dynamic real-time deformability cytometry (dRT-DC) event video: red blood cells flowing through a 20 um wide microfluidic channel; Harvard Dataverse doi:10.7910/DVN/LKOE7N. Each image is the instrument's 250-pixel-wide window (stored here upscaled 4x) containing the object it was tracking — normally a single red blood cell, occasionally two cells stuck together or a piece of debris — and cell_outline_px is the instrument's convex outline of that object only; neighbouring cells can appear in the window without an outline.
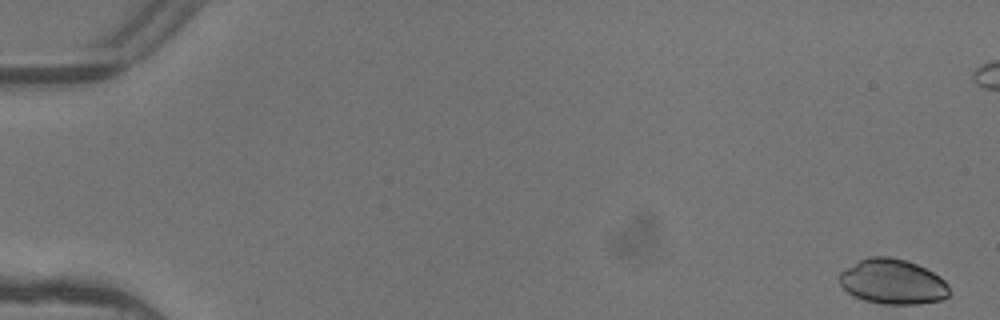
{"species": "common noctule bat (a hibernating species)", "species_latin": "Nyctalus noctula", "temperature_condition": "warm", "stored_images_in_passage": 6, "camera_frame_rate_fps": 3000, "um_per_image_px": 0.085, "animal": {"sex": "female"}, "frame": {"image": 1, "passage_image": 1, "time_ms": 0.0, "image_size_px": [1000, 320], "cell_outline_px": [[948, 296], [944, 300], [920, 304], [884, 304], [864, 300], [848, 292], [840, 284], [840, 272], [860, 260], [868, 256], [888, 256], [904, 260], [916, 264], [940, 276], [944, 280], [948, 288]], "centroid_in_image_um": [75.89, 23.95], "position_along_channel_um": 9.1, "area_um2": 28.61}}
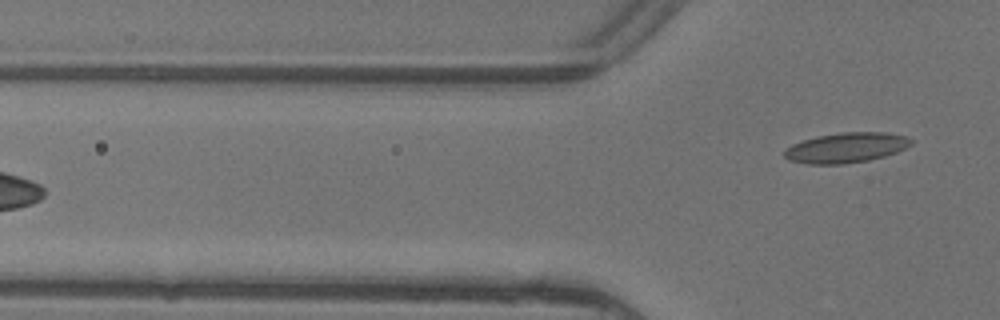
{"frame": {"image": 2, "passage_image": 6, "time_ms": 1.667, "image_size_px": [1000, 320], "cell_outline_px": [[912, 144], [896, 152], [884, 156], [868, 160], [844, 164], [808, 164], [788, 160], [784, 156], [784, 148], [792, 144], [804, 140], [820, 136], [844, 132], [884, 132], [904, 136], [912, 140]], "centroid_in_image_um": [71.89, 12.56], "position_along_channel_um": 53.9, "area_um2": 22.02}}